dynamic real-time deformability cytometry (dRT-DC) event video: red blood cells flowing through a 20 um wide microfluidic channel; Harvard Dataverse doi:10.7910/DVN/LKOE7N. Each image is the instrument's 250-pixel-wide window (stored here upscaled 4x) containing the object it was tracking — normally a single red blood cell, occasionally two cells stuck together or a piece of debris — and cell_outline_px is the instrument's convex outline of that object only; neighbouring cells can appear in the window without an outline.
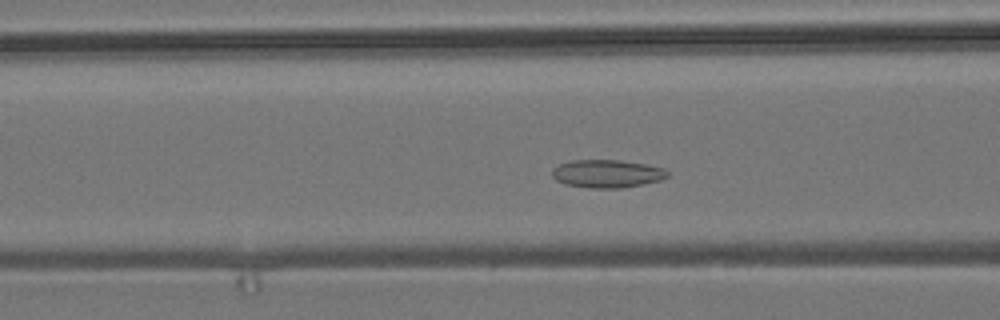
{"species": "common noctule bat (a hibernating species)", "species_latin": "Nyctalus noctula", "temperature_condition": "room temperature", "stored_images_in_passage": 50, "camera_frame_rate_fps": 3000, "um_per_image_px": 0.085, "animal": {"sex": "male", "body_mass_g": 19.2, "forearm_length_mm": 51.8}, "frame": {"image": 1, "passage_image": 16, "time_ms": 5.0, "image_size_px": [1000, 320], "cell_outline_px": [[668, 176], [660, 180], [644, 184], [620, 188], [588, 188], [564, 184], [556, 180], [552, 176], [552, 168], [560, 164], [572, 160], [620, 160], [644, 164], [664, 168], [668, 172]], "centroid_in_image_um": [51.58, 14.77], "position_along_channel_um": 115.0, "area_um2": 18.84}}
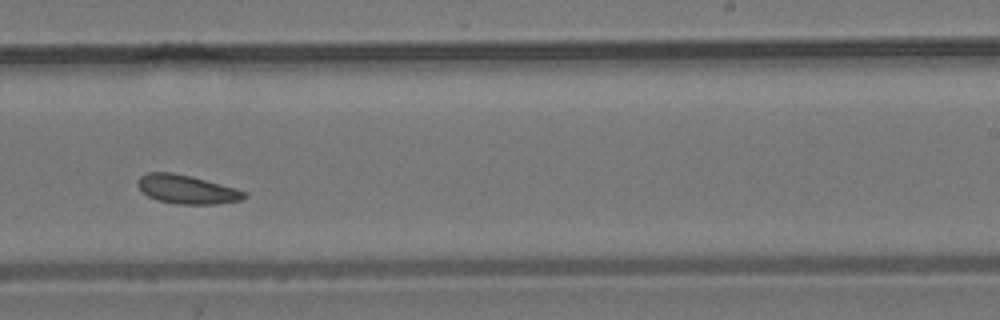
{"frame": {"image": 2, "passage_image": 29, "time_ms": 9.333, "image_size_px": [1000, 320], "cell_outline_px": [[248, 196], [240, 200], [216, 204], [176, 204], [156, 200], [148, 196], [136, 184], [136, 180], [140, 176], [148, 172], [172, 172], [236, 188], [244, 192]], "centroid_in_image_um": [15.83, 16.1], "position_along_channel_um": 273.2, "area_um2": 17.69}}
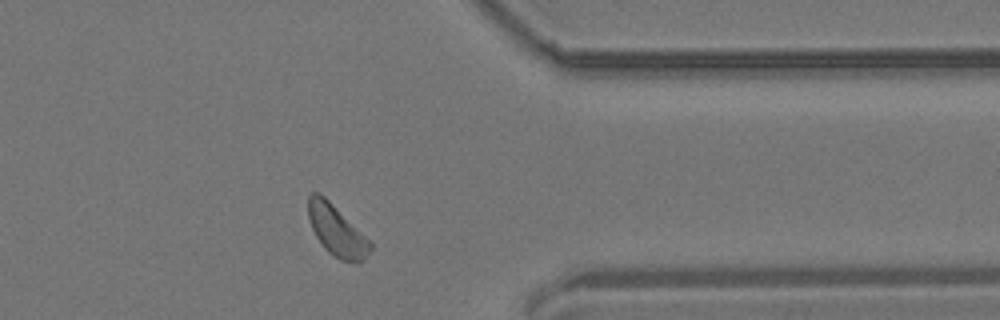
{"frame": {"image": 3, "passage_image": 39, "time_ms": 12.667, "image_size_px": [1000, 320], "cell_outline_px": [[372, 248], [356, 264], [340, 260], [332, 256], [324, 248], [316, 236], [312, 228], [308, 216], [308, 196], [312, 192], [320, 192], [372, 244]], "centroid_in_image_um": [28.56, 19.61], "position_along_channel_um": 382.8, "area_um2": 17.86}, "authors_computed_cell_mechanics": {"area_um2": 18.2359, "velocity_mm_per_s": 3.6584, "shape_relaxation_time_tau1_ms": null, "shape_relaxation_time_tau2_ms": 8.0324, "deformation_change_tau1": null, "deformation_change_tau2": 0.1335}}